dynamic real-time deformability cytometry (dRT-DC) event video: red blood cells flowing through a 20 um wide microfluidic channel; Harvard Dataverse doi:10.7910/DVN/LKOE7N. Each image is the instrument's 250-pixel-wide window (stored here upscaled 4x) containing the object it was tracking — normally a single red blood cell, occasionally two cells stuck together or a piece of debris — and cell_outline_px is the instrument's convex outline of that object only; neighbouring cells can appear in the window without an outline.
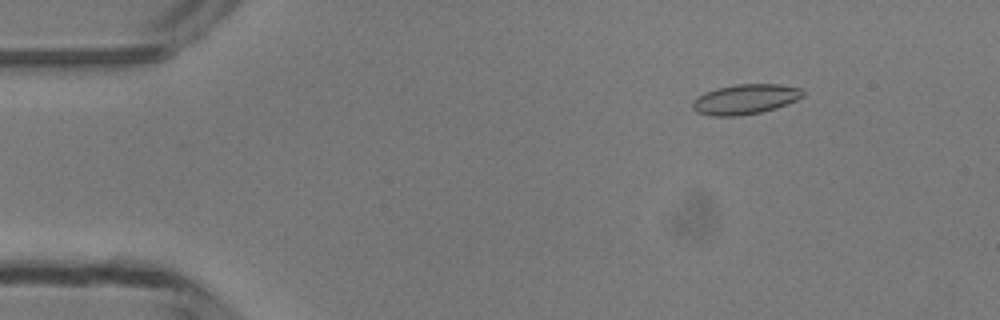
{"species": "common noctule bat (a hibernating species)", "species_latin": "Nyctalus noctula", "temperature_condition": "room temperature", "stored_images_in_passage": 45, "camera_frame_rate_fps": 3000, "um_per_image_px": 0.085, "animal": {"sex": "male", "body_mass_g": 13.3}, "frame": {"image": 1, "passage_image": 2, "time_ms": 0.333, "image_size_px": [1000, 320], "cell_outline_px": [[804, 96], [796, 100], [776, 108], [760, 112], [740, 116], [708, 116], [696, 112], [692, 108], [692, 100], [704, 92], [716, 88], [736, 84], [780, 84], [800, 88], [804, 92]], "centroid_in_image_um": [63.31, 8.44], "position_along_channel_um": 21.7, "area_um2": 19.48}}
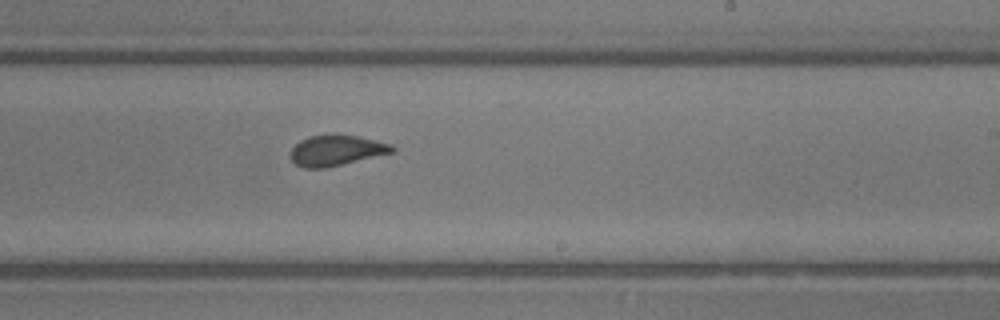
{"frame": {"image": 2, "passage_image": 25, "time_ms": 8.0, "image_size_px": [1000, 320], "cell_outline_px": [[396, 152], [324, 168], [304, 168], [296, 164], [288, 156], [292, 148], [300, 140], [308, 136], [356, 136], [376, 140], [392, 144], [396, 148]], "centroid_in_image_um": [28.6, 12.8], "position_along_channel_um": 260.4, "area_um2": 17.92}}
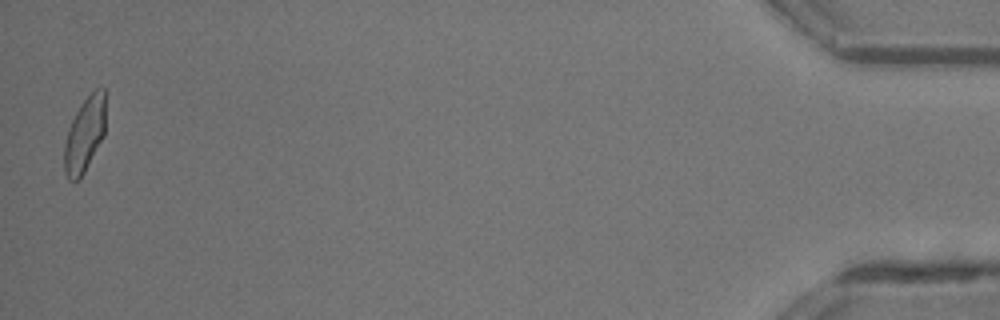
{"frame": {"image": 3, "passage_image": 44, "time_ms": 14.333, "image_size_px": [1000, 320], "cell_outline_px": [[104, 136], [80, 180], [68, 180], [64, 172], [64, 144], [68, 128], [80, 104], [96, 88], [104, 88]], "centroid_in_image_um": [7.17, 11.48], "position_along_channel_um": 428.0, "area_um2": 17.92}, "authors_computed_cell_mechanics": {"area_um2": 18.4382, "velocity_mm_per_s": 4.2016, "shape_relaxation_time_tau1_ms": 3.7545, "shape_relaxation_time_tau2_ms": 0.9759, "deformation_change_tau1": 0.1462, "deformation_change_tau2": 0.0839}}